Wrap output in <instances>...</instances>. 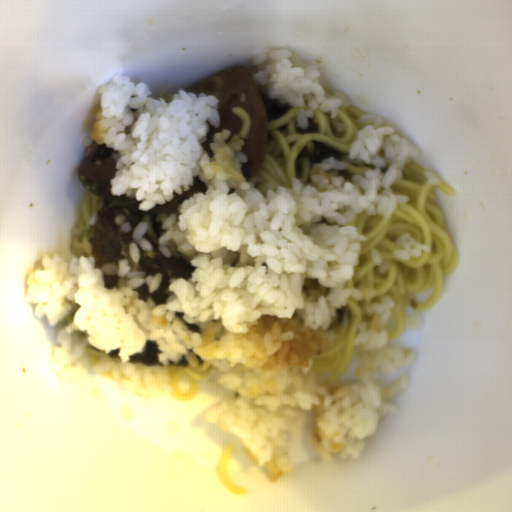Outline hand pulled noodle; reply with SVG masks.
<instances>
[{
    "mask_svg": "<svg viewBox=\"0 0 512 512\" xmlns=\"http://www.w3.org/2000/svg\"><path fill=\"white\" fill-rule=\"evenodd\" d=\"M399 183L390 184L391 194L408 196L406 203H398L390 218L359 212L351 221L356 232L366 237L362 242L353 276L346 280V288H371L376 292L371 300L350 297L348 303L337 308L334 324V344L314 359L313 367L321 381L329 386L348 368L354 349L358 325L370 319L367 311L382 295L392 296L394 304L388 319L392 341L401 335L406 322V308L427 312L441 297L445 276L458 267L459 252L445 223V215L436 204L434 188L449 197L456 190L431 169L412 160L405 166ZM408 232L429 252L403 260L392 256L396 239Z\"/></svg>",
    "mask_w": 512,
    "mask_h": 512,
    "instance_id": "1",
    "label": "hand pulled noodle"
},
{
    "mask_svg": "<svg viewBox=\"0 0 512 512\" xmlns=\"http://www.w3.org/2000/svg\"><path fill=\"white\" fill-rule=\"evenodd\" d=\"M297 109L293 106L287 113L266 123L265 157L260 170L253 177L255 184L274 183L279 186H292L293 179L303 184L310 183L309 172L314 166V144L321 142L342 153L341 162H346V169L339 172L344 180H351L356 175H366L372 165L356 162L349 158V149L357 133L369 126L361 123L362 116H370L349 104L341 107L337 118L343 123V132H338L328 112L315 110L308 118V128L301 130L296 119Z\"/></svg>",
    "mask_w": 512,
    "mask_h": 512,
    "instance_id": "2",
    "label": "hand pulled noodle"
},
{
    "mask_svg": "<svg viewBox=\"0 0 512 512\" xmlns=\"http://www.w3.org/2000/svg\"><path fill=\"white\" fill-rule=\"evenodd\" d=\"M215 364L201 362L190 365L186 358L177 362L168 363V375L172 391L170 396L179 402L192 400L196 397L201 379L207 377L213 370Z\"/></svg>",
    "mask_w": 512,
    "mask_h": 512,
    "instance_id": "3",
    "label": "hand pulled noodle"
},
{
    "mask_svg": "<svg viewBox=\"0 0 512 512\" xmlns=\"http://www.w3.org/2000/svg\"><path fill=\"white\" fill-rule=\"evenodd\" d=\"M102 207L112 206L89 190L81 204L79 218L70 233V253L73 255H87L83 248V243L89 240V233L95 227L97 213Z\"/></svg>",
    "mask_w": 512,
    "mask_h": 512,
    "instance_id": "4",
    "label": "hand pulled noodle"
},
{
    "mask_svg": "<svg viewBox=\"0 0 512 512\" xmlns=\"http://www.w3.org/2000/svg\"><path fill=\"white\" fill-rule=\"evenodd\" d=\"M232 453L233 447L229 446L223 448L215 468L216 475L220 484L226 491L235 496H246L248 493L246 488L239 487L229 479V464Z\"/></svg>",
    "mask_w": 512,
    "mask_h": 512,
    "instance_id": "5",
    "label": "hand pulled noodle"
},
{
    "mask_svg": "<svg viewBox=\"0 0 512 512\" xmlns=\"http://www.w3.org/2000/svg\"><path fill=\"white\" fill-rule=\"evenodd\" d=\"M120 209V208H118ZM123 210V209H120ZM127 213H130L132 215H135L138 217L140 222L148 223V228L143 234V238L145 240H149L152 248H158V241L159 239L165 234V229L162 228V224L167 220L170 212H167L165 214H139L127 210H123ZM139 222V223H140Z\"/></svg>",
    "mask_w": 512,
    "mask_h": 512,
    "instance_id": "6",
    "label": "hand pulled noodle"
},
{
    "mask_svg": "<svg viewBox=\"0 0 512 512\" xmlns=\"http://www.w3.org/2000/svg\"><path fill=\"white\" fill-rule=\"evenodd\" d=\"M231 110L233 113L240 116V118L242 120L240 132L238 135L243 141H245L252 120H251L250 116L248 115L247 111L243 107L231 106Z\"/></svg>",
    "mask_w": 512,
    "mask_h": 512,
    "instance_id": "7",
    "label": "hand pulled noodle"
}]
</instances>
